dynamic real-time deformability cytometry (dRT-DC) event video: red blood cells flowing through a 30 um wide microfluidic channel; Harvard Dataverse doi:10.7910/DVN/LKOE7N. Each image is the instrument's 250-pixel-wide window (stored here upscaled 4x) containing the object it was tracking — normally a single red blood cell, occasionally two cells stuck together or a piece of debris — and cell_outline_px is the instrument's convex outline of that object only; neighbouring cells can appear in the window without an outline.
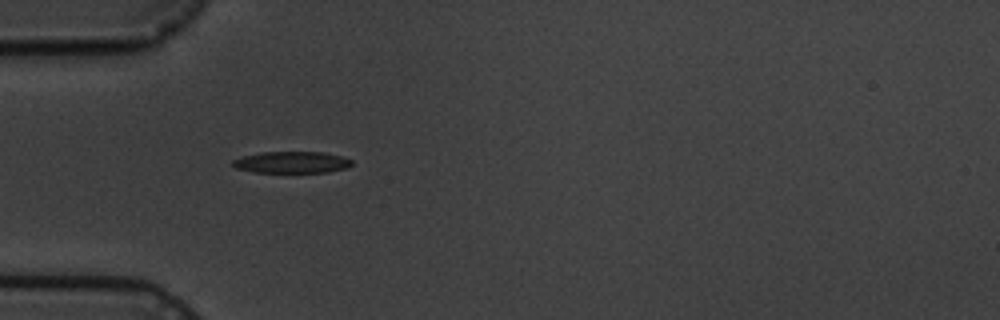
{"species": "common noctule bat (a hibernating species)", "species_latin": "Nyctalus noctula", "temperature_condition": "cold", "stored_images_in_passage": 13, "camera_frame_rate_fps": 3000, "um_per_image_px": 0.085, "animal": {"sex": "male", "body_mass_g": 19.5, "forearm_length_mm": 54.6}, "frame": {"image": 1, "passage_image": 5, "time_ms": 5.333, "image_size_px": [1000, 320], "cell_outline_px": [[352, 164], [348, 168], [328, 172], [256, 172], [236, 168], [232, 164], [232, 160], [244, 156], [260, 152], [324, 152], [344, 156], [352, 160]], "centroid_in_image_um": [24.85, 13.79], "position_along_channel_um": 60.1, "area_um2": 15.03}}
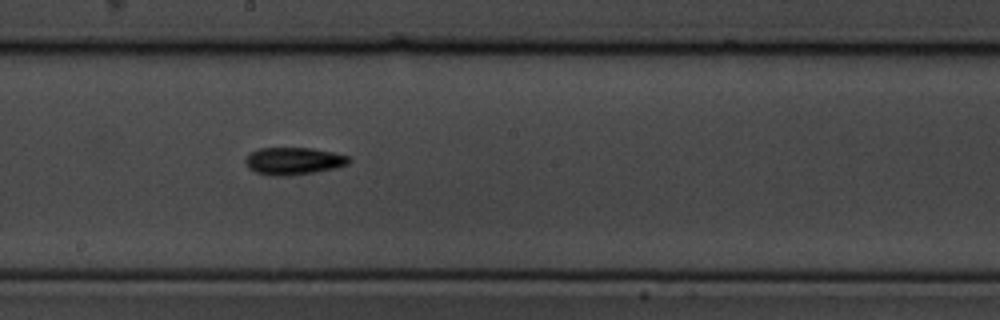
{"frame": {"image": 2, "passage_image": 9, "time_ms": 10.0, "image_size_px": [1000, 320], "cell_outline_px": [[352, 160], [348, 164], [336, 168], [316, 172], [288, 176], [272, 176], [256, 172], [248, 168], [244, 164], [244, 160], [252, 152], [260, 148], [312, 148], [332, 152], [348, 156]], "centroid_in_image_um": [24.96, 13.69], "position_along_channel_um": 223.2, "area_um2": 16.59}}
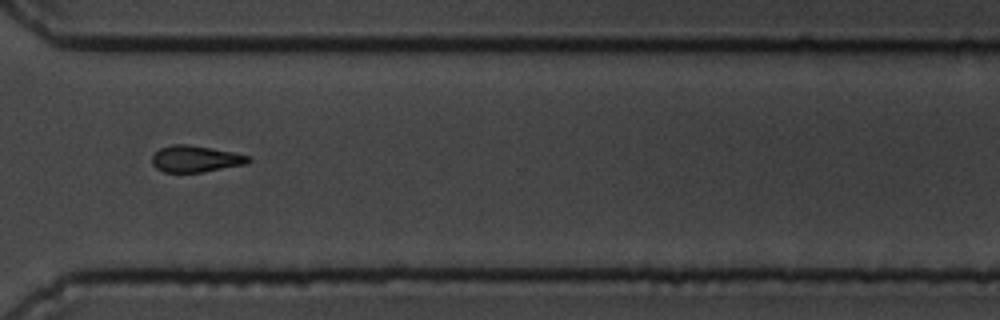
{"frame": {"image": 3, "passage_image": 12, "time_ms": 13.667, "image_size_px": [1000, 320], "cell_outline_px": [[252, 160], [248, 164], [204, 172], [164, 172], [156, 168], [152, 164], [152, 156], [160, 148], [172, 144], [188, 144], [232, 152], [248, 156]], "centroid_in_image_um": [16.62, 13.51], "position_along_channel_um": 354.0, "area_um2": 14.91}, "authors_computed_cell_mechanics": {"area_um2": 15.028, "velocity_mm_per_s": 3.5742, "shape_relaxation_time_tau1_ms": 2.1766, "shape_relaxation_time_tau2_ms": null, "deformation_change_tau1": 0.1188, "deformation_change_tau2": null}}